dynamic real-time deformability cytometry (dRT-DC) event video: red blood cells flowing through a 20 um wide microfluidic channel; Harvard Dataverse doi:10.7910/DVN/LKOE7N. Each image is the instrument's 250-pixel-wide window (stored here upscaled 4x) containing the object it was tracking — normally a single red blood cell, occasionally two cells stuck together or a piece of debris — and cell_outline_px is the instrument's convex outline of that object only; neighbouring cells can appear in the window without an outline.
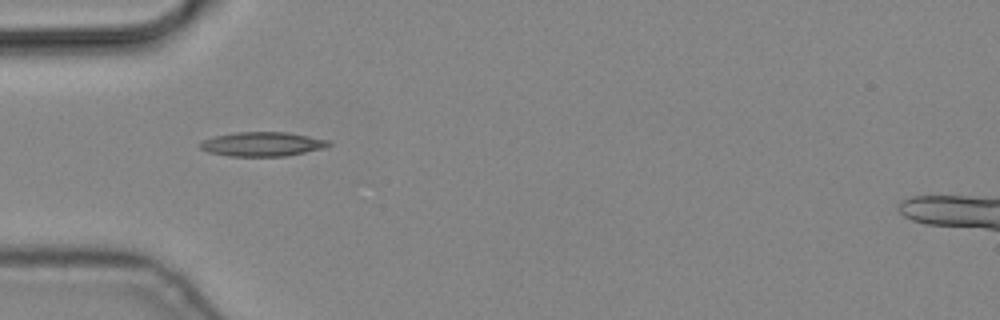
{"species": "common noctule bat (a hibernating species)", "species_latin": "Nyctalus noctula", "temperature_condition": "cold", "stored_images_in_passage": 11, "camera_frame_rate_fps": 3000, "um_per_image_px": 0.085, "animal": {"sex": "male", "body_mass_g": 19.2, "forearm_length_mm": 51.8}, "frame": {"image": 1, "passage_image": 5, "time_ms": 1.333, "image_size_px": [1000, 320], "cell_outline_px": [[332, 144], [324, 148], [284, 156], [232, 156], [208, 152], [200, 148], [200, 144], [204, 140], [216, 136], [236, 132], [288, 132], [328, 140]], "centroid_in_image_um": [22.31, 12.24], "position_along_channel_um": 62.7, "area_um2": 17.92}}
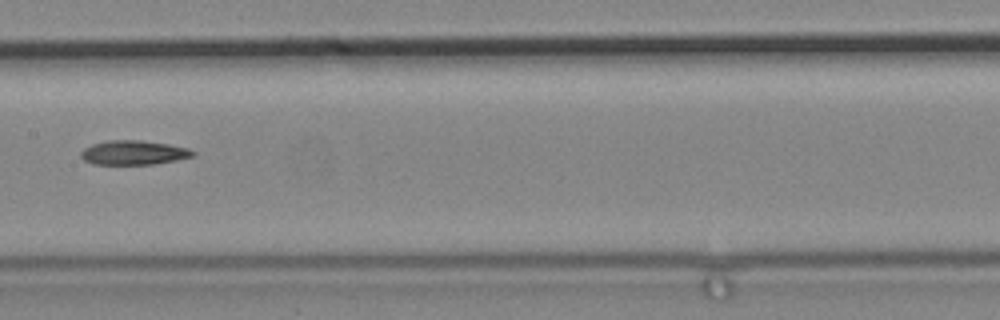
{"frame": {"image": 2, "passage_image": 8, "time_ms": 2.333, "image_size_px": [1000, 320], "cell_outline_px": [[196, 156], [156, 164], [92, 164], [84, 160], [80, 156], [80, 152], [84, 148], [92, 144], [108, 140], [140, 140], [168, 144], [188, 148], [196, 152]], "centroid_in_image_um": [11.37, 12.97], "position_along_channel_um": 196.0, "area_um2": 15.95}}
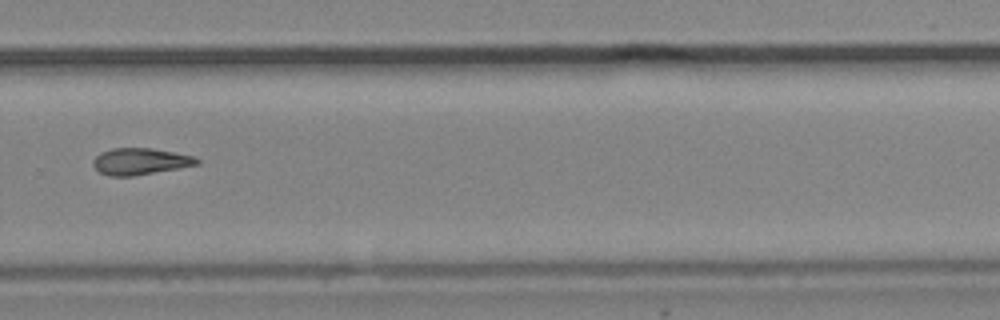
{"frame": {"image": 3, "passage_image": 11, "time_ms": 3.333, "image_size_px": [1000, 320], "cell_outline_px": [[200, 164], [132, 176], [108, 176], [100, 172], [92, 164], [92, 160], [100, 152], [112, 148], [152, 148], [192, 156], [200, 160]], "centroid_in_image_um": [11.88, 13.71], "position_along_channel_um": 317.9, "area_um2": 15.95}}